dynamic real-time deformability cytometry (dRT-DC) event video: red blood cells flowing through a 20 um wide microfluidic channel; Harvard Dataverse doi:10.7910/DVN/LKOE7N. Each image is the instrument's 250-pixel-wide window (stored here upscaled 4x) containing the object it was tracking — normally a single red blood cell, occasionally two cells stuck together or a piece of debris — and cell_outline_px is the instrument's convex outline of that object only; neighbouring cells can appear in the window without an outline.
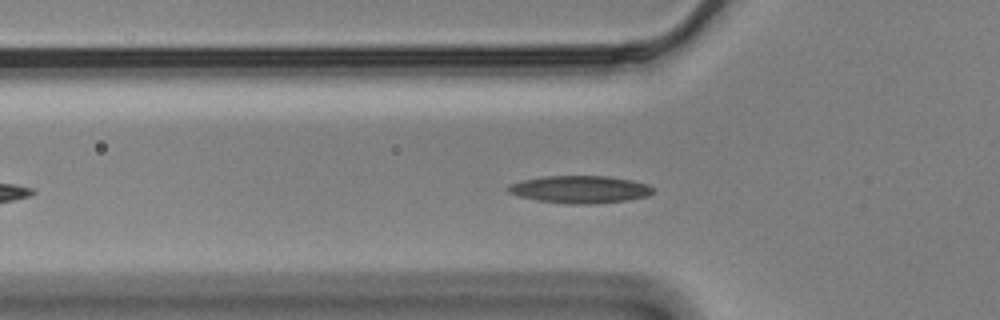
{"species": "Egyptian fruit bat (a non-hibernating species)", "species_latin": "Rousettus aegyptiacus", "temperature_condition": "cold", "stored_images_in_passage": 40, "camera_frame_rate_fps": 3000, "um_per_image_px": 0.085, "animal": {"sex": "male"}, "frame": {"image": 1, "passage_image": 12, "time_ms": 3.667, "image_size_px": [1000, 320], "cell_outline_px": [[656, 188], [648, 196], [628, 200], [592, 204], [572, 204], [536, 200], [520, 196], [508, 192], [504, 188], [508, 184], [524, 180], [544, 176], [608, 176], [632, 180], [648, 184]], "centroid_in_image_um": [49.31, 16.09], "position_along_channel_um": 76.5, "area_um2": 23.29}}
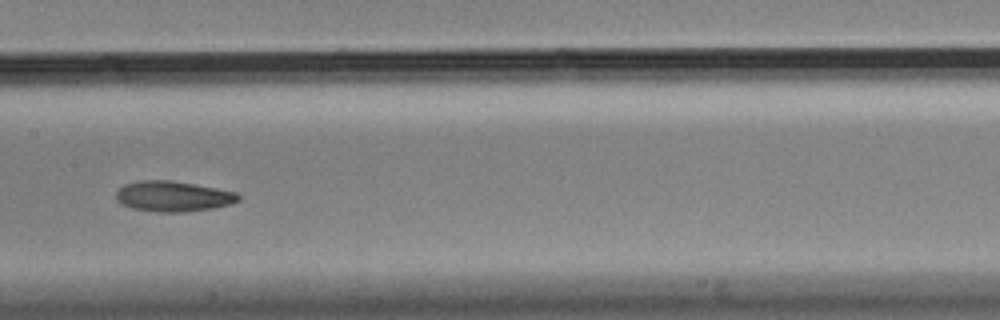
{"frame": {"image": 2, "passage_image": 22, "time_ms": 7.0, "image_size_px": [1000, 320], "cell_outline_px": [[240, 200], [232, 204], [212, 208], [184, 212], [156, 212], [132, 208], [116, 200], [116, 192], [124, 184], [140, 180], [172, 180], [236, 192], [240, 196]], "centroid_in_image_um": [14.71, 16.69], "position_along_channel_um": 192.7, "area_um2": 21.68}}
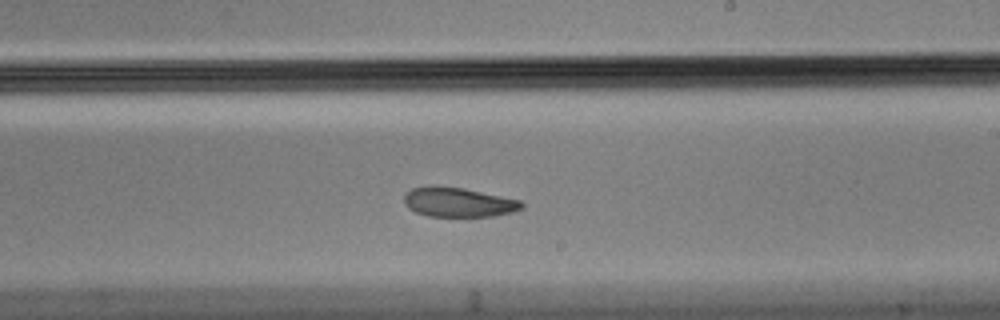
{"frame": {"image": 3, "passage_image": 27, "time_ms": 8.667, "image_size_px": [1000, 320], "cell_outline_px": [[524, 208], [512, 212], [496, 216], [428, 216], [416, 212], [408, 208], [404, 204], [404, 192], [412, 188], [428, 184], [432, 184], [464, 188], [520, 200], [524, 204]], "centroid_in_image_um": [38.92, 17.17], "position_along_channel_um": 250.1, "area_um2": 20.58}, "authors_computed_cell_mechanics": {"area_um2": 21.2126, "velocity_mm_per_s": 3.4563, "shape_relaxation_time_tau1_ms": 7.621, "shape_relaxation_time_tau2_ms": 5.6494, "deformation_change_tau1": 0.1636, "deformation_change_tau2": 0.1175}}